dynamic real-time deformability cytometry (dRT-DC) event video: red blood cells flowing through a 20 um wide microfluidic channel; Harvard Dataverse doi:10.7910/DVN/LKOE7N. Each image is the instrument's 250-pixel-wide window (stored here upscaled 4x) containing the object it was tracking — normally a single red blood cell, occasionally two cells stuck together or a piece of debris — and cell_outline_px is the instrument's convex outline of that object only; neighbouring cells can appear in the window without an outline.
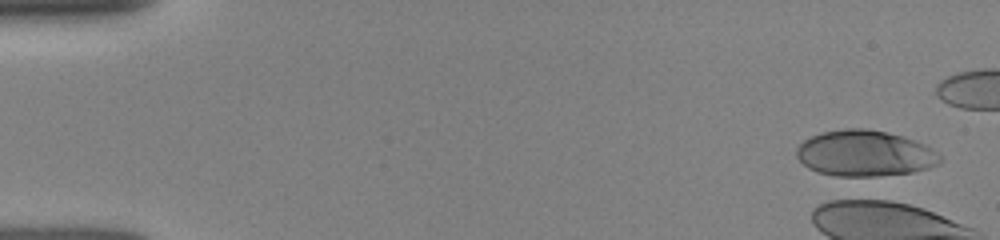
{"species": "human", "species_latin": "Homo sapiens", "temperature_condition": "room temperature", "stored_images_in_passage": 2, "camera_frame_rate_fps": 3000, "um_per_image_px": 0.085, "donor": {"sex": "female"}, "frame": {"image": 1, "passage_image": 1, "time_ms": 0.0, "image_size_px": [1000, 240], "cell_outline_px": [[940, 164], [928, 168], [912, 172], [876, 176], [832, 176], [816, 172], [808, 168], [796, 156], [796, 148], [804, 140], [812, 136], [824, 132], [844, 128], [868, 128], [900, 136], [924, 144], [932, 148], [940, 156]], "centroid_in_image_um": [73.48, 13.05], "position_along_channel_um": 11.5, "area_um2": 38.32}}